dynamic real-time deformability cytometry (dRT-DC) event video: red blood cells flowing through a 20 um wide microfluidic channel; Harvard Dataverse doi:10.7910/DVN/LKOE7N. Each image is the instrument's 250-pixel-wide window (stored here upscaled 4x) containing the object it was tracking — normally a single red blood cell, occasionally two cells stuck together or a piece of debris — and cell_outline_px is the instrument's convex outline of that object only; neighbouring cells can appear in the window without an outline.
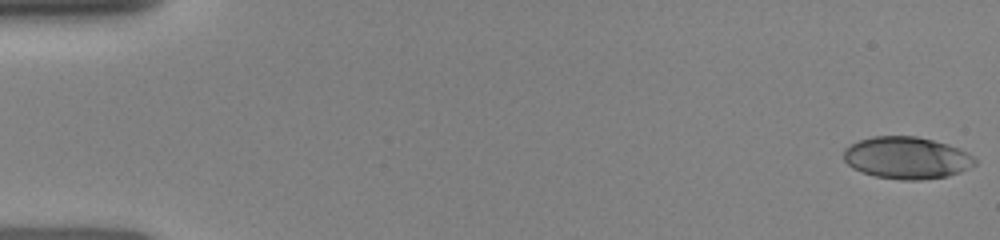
{"species": "human", "species_latin": "Homo sapiens", "temperature_condition": "room temperature", "stored_images_in_passage": 10, "camera_frame_rate_fps": 3000, "um_per_image_px": 0.085, "donor": {"sex": "female"}, "frame": {"image": 1, "passage_image": 1, "time_ms": 0.0, "image_size_px": [1000, 240], "cell_outline_px": [[976, 164], [960, 172], [948, 176], [920, 180], [900, 180], [876, 176], [852, 168], [844, 160], [844, 148], [860, 140], [872, 136], [916, 136], [948, 144], [960, 148], [968, 152], [976, 160]], "centroid_in_image_um": [77.09, 13.41], "position_along_channel_um": 7.9, "area_um2": 32.14}}
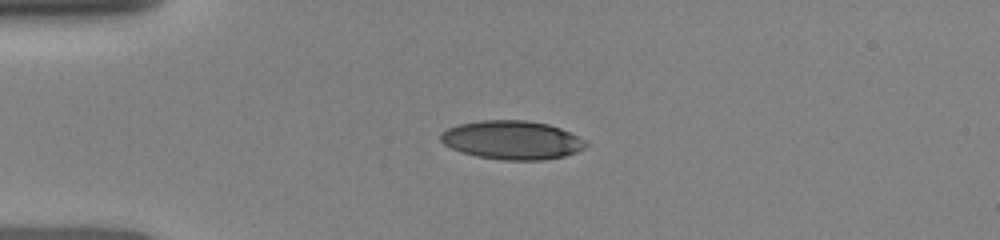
{"frame": {"image": 2, "passage_image": 7, "time_ms": 3.667, "image_size_px": [1000, 240], "cell_outline_px": [[588, 144], [584, 148], [576, 152], [564, 156], [544, 160], [500, 160], [476, 156], [460, 152], [444, 144], [440, 140], [440, 132], [448, 128], [460, 124], [480, 120], [524, 120], [548, 124], [560, 128], [584, 140]], "centroid_in_image_um": [43.49, 11.91], "position_along_channel_um": 41.5, "area_um2": 32.71}}
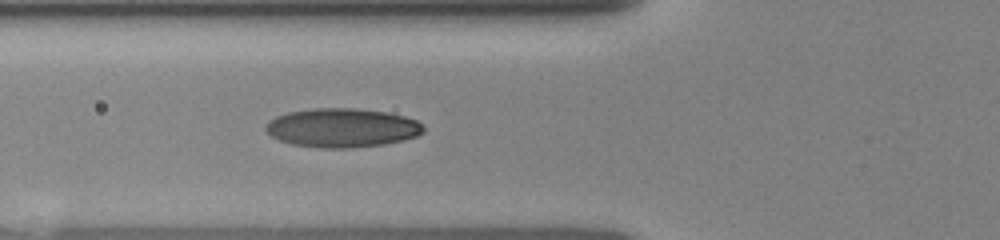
{"frame": {"image": 3, "passage_image": 10, "time_ms": 5.667, "image_size_px": [1000, 240], "cell_outline_px": [[424, 132], [416, 136], [404, 140], [384, 144], [348, 148], [324, 148], [292, 144], [280, 140], [272, 136], [264, 128], [268, 120], [276, 116], [288, 112], [316, 108], [356, 108], [388, 112], [404, 116], [416, 120], [424, 128]], "centroid_in_image_um": [29.08, 10.86], "position_along_channel_um": 96.7, "area_um2": 35.78}}